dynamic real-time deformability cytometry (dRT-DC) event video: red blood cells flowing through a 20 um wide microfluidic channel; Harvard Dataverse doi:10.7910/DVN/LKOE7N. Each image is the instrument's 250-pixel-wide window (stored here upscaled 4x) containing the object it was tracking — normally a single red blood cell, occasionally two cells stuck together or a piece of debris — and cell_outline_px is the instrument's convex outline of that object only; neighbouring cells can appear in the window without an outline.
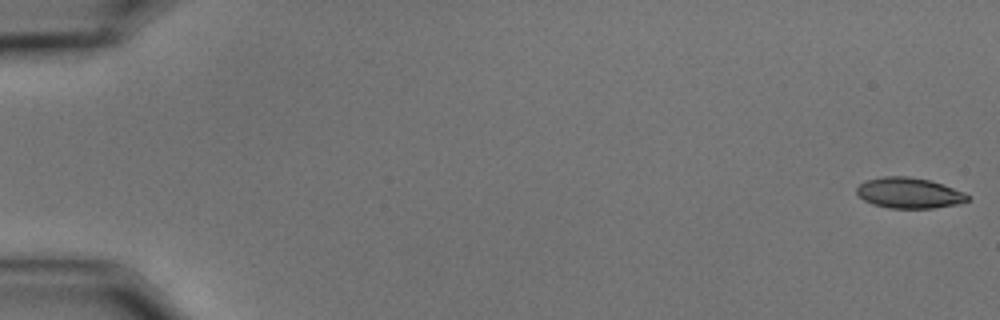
{"species": "common noctule bat (a hibernating species)", "species_latin": "Nyctalus noctula", "temperature_condition": "cold", "stored_images_in_passage": 58, "camera_frame_rate_fps": 3000, "um_per_image_px": 0.085, "animal": {"sex": "male", "body_mass_g": 15.6}, "frame": {"image": 1, "passage_image": 1, "time_ms": 0.0, "image_size_px": [1000, 320], "cell_outline_px": [[968, 200], [956, 204], [932, 208], [888, 208], [872, 204], [864, 200], [856, 192], [856, 188], [860, 184], [868, 180], [884, 176], [908, 176], [928, 180], [964, 192], [968, 196]], "centroid_in_image_um": [77.23, 16.41], "position_along_channel_um": 7.8, "area_um2": 19.48}}
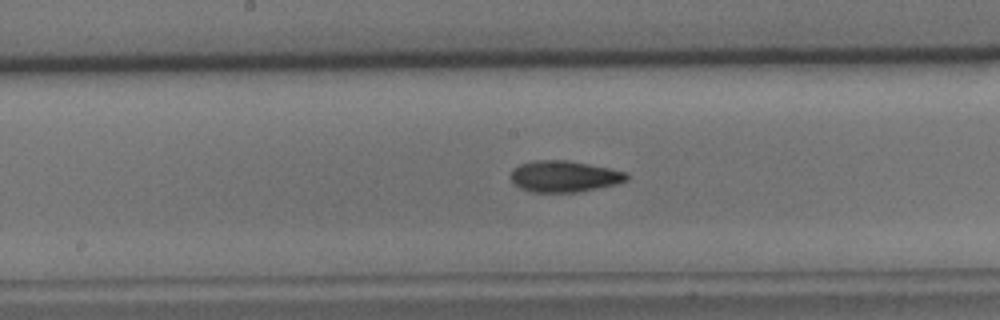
{"frame": {"image": 2, "passage_image": 31, "time_ms": 10.0, "image_size_px": [1000, 320], "cell_outline_px": [[628, 180], [616, 184], [576, 192], [532, 192], [520, 188], [512, 180], [512, 168], [520, 164], [532, 160], [568, 160], [612, 168], [628, 172]], "centroid_in_image_um": [47.98, 14.98], "position_along_channel_um": 200.2, "area_um2": 21.21}}
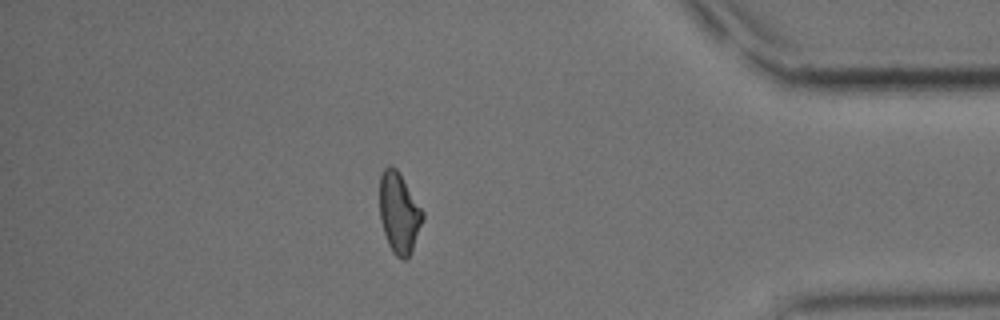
{"frame": {"image": 3, "passage_image": 51, "time_ms": 16.667, "image_size_px": [1000, 320], "cell_outline_px": [[424, 216], [412, 248], [408, 256], [404, 260], [396, 256], [392, 252], [388, 244], [380, 220], [380, 176], [384, 168], [392, 164], [396, 168], [424, 212]], "centroid_in_image_um": [33.9, 18.08], "position_along_channel_um": 401.3, "area_um2": 19.88}, "authors_computed_cell_mechanics": {"area_um2": 20.4901, "velocity_mm_per_s": 3.497, "shape_relaxation_time_tau1_ms": 6.3214, "shape_relaxation_time_tau2_ms": 4.6469, "deformation_change_tau1": 0.1555, "deformation_change_tau2": 0.1178}}